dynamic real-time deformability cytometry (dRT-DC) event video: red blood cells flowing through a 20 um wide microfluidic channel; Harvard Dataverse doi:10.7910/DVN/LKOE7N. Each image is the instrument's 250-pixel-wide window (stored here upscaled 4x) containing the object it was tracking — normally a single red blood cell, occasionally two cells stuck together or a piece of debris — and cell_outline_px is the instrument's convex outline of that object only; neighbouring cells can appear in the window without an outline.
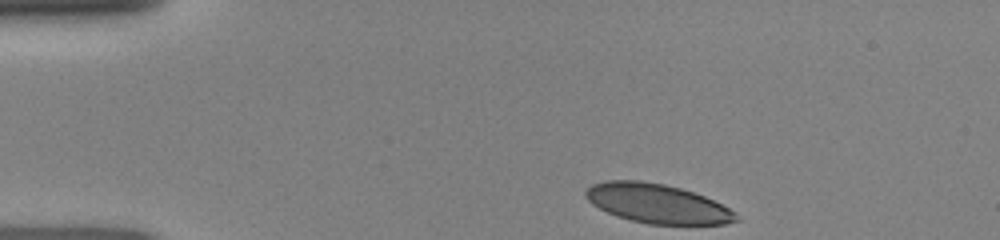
{"species": "human", "species_latin": "Homo sapiens", "temperature_condition": "room temperature", "stored_images_in_passage": 33, "camera_frame_rate_fps": 3000, "um_per_image_px": 0.085, "donor": {"sex": "female"}, "frame": {"image": 1, "passage_image": 1, "time_ms": 0.0, "image_size_px": [1000, 240], "cell_outline_px": [[740, 220], [724, 224], [648, 224], [616, 216], [592, 204], [584, 196], [584, 192], [592, 184], [608, 180], [640, 180], [664, 184], [680, 188], [704, 196], [736, 212]], "centroid_in_image_um": [55.85, 17.3], "position_along_channel_um": 29.1, "area_um2": 34.22}}
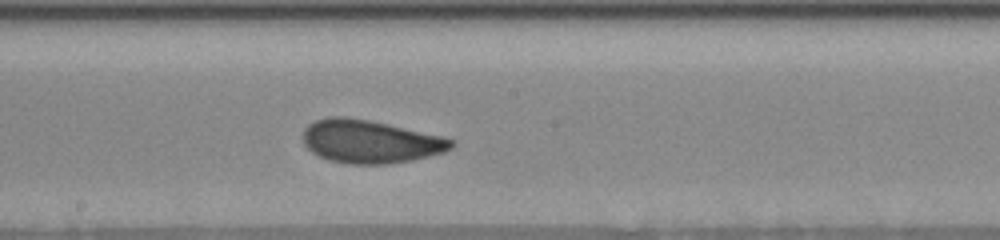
{"frame": {"image": 2, "passage_image": 19, "time_ms": 6.0, "image_size_px": [1000, 240], "cell_outline_px": [[456, 144], [452, 148], [444, 152], [412, 160], [388, 164], [348, 164], [328, 160], [312, 152], [304, 144], [304, 128], [308, 124], [316, 120], [328, 116], [344, 116], [368, 120], [440, 136], [456, 140]], "centroid_in_image_um": [31.45, 12.04], "position_along_channel_um": 216.7, "area_um2": 37.11}}
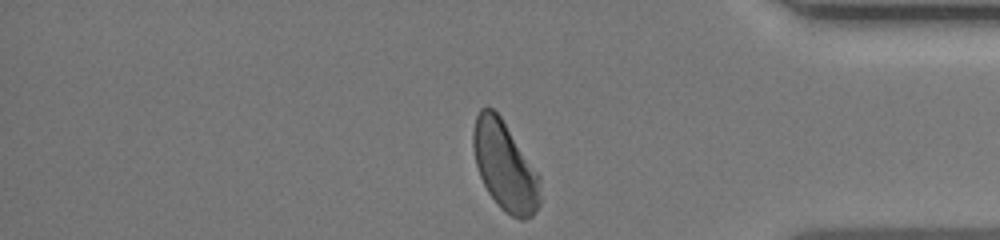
{"frame": {"image": 3, "passage_image": 33, "time_ms": 10.667, "image_size_px": [1000, 240], "cell_outline_px": [[540, 204], [532, 216], [524, 220], [520, 220], [512, 216], [500, 208], [488, 192], [480, 176], [476, 164], [472, 144], [472, 132], [476, 116], [480, 108], [492, 108], [500, 116], [540, 176]], "centroid_in_image_um": [42.91, 14.14], "position_along_channel_um": 392.3, "area_um2": 34.56}}